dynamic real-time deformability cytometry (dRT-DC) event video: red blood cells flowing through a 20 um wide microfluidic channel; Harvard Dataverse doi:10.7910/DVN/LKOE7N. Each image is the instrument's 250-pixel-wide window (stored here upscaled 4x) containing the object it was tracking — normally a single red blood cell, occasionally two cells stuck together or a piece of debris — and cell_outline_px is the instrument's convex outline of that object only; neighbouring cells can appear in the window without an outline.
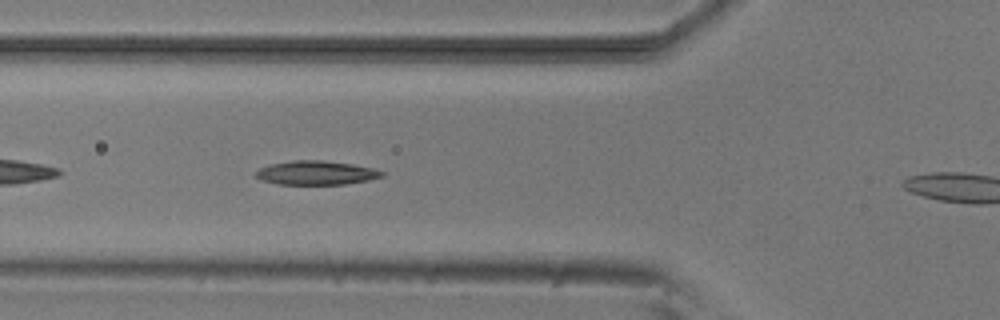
{"species": "common noctule bat (a hibernating species)", "species_latin": "Nyctalus noctula", "temperature_condition": "room temperature", "stored_images_in_passage": 6, "camera_frame_rate_fps": 3000, "um_per_image_px": 0.085, "animal": {"sex": "male", "body_mass_g": 20.5, "forearm_length_mm": 52.5}, "frame": {"image": 1, "passage_image": 5, "time_ms": 1.333, "image_size_px": [1000, 320], "cell_outline_px": [[384, 176], [368, 180], [344, 184], [276, 184], [264, 180], [256, 176], [256, 172], [260, 168], [268, 164], [292, 160], [320, 160], [352, 164], [372, 168], [384, 172]], "centroid_in_image_um": [26.87, 14.68], "position_along_channel_um": 98.9, "area_um2": 17.46}}